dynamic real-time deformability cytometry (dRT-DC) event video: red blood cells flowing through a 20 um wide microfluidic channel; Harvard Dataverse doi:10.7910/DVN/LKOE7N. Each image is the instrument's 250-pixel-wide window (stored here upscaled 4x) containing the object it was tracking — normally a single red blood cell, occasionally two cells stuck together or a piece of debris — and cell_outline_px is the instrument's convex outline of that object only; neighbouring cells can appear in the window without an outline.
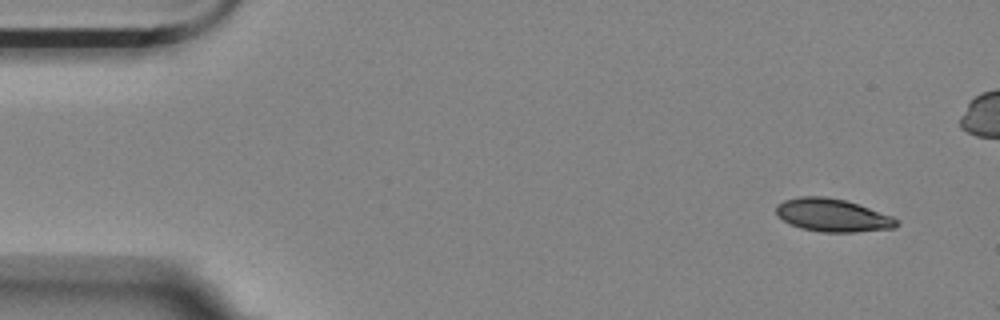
{"species": "Egyptian fruit bat (a non-hibernating species)", "species_latin": "Rousettus aegyptiacus", "temperature_condition": "room temperature", "stored_images_in_passage": 4, "camera_frame_rate_fps": 3000, "um_per_image_px": 0.085, "animal": {"sex": "female"}, "frame": {"image": 1, "passage_image": 1, "time_ms": 0.0, "image_size_px": [1000, 320], "cell_outline_px": [[900, 224], [896, 228], [856, 232], [820, 232], [800, 228], [784, 220], [776, 212], [776, 204], [784, 200], [800, 196], [824, 196], [844, 200], [892, 216], [900, 220]], "centroid_in_image_um": [70.79, 18.3], "position_along_channel_um": 14.2, "area_um2": 23.06}}